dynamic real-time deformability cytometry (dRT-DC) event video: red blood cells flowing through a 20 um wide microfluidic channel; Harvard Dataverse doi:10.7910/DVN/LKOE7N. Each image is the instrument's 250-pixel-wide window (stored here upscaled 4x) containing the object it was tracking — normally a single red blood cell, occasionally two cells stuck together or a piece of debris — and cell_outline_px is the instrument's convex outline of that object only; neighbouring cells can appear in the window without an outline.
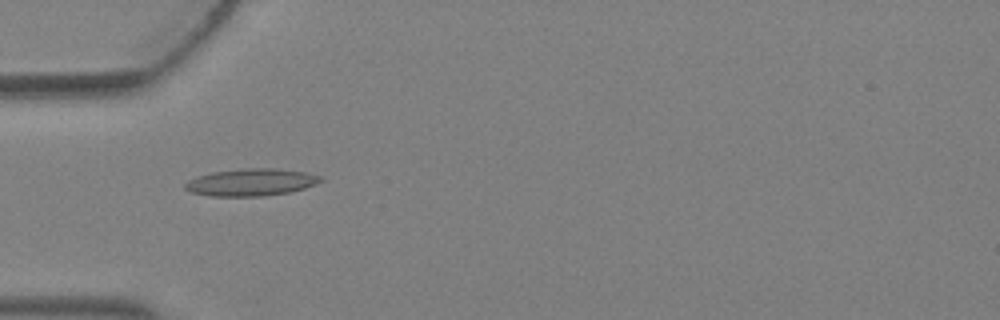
{"species": "Egyptian fruit bat (a non-hibernating species)", "species_latin": "Rousettus aegyptiacus", "temperature_condition": "warm", "stored_images_in_passage": 1, "camera_frame_rate_fps": 3000, "um_per_image_px": 0.085, "animal": {"sex": "female"}, "frame": {"image": 1, "passage_image": 1, "time_ms": 0.0, "image_size_px": [1000, 320], "cell_outline_px": [[324, 180], [316, 184], [304, 188], [288, 192], [264, 196], [212, 196], [192, 192], [184, 188], [184, 184], [188, 180], [196, 176], [212, 172], [240, 168], [276, 168], [304, 172], [320, 176]], "centroid_in_image_um": [21.32, 15.48], "position_along_channel_um": 63.7, "area_um2": 21.5}}